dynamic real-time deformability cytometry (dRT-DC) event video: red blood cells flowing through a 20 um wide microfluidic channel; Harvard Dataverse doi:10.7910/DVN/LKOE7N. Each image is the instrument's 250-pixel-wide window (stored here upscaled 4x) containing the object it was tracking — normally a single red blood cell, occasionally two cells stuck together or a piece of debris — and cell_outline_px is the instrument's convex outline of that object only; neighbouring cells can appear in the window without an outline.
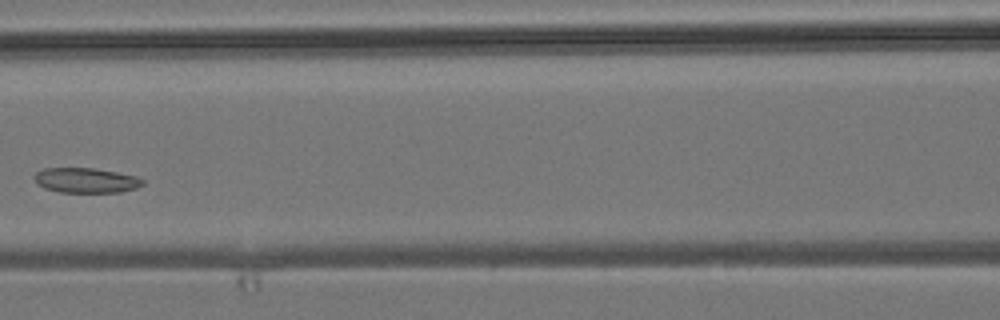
{"species": "common noctule bat (a hibernating species)", "species_latin": "Nyctalus noctula", "temperature_condition": "room temperature", "stored_images_in_passage": 8, "camera_frame_rate_fps": 3000, "um_per_image_px": 0.085, "animal": {"sex": "male", "body_mass_g": 19.2, "forearm_length_mm": 51.8}, "frame": {"image": 1, "passage_image": 8, "time_ms": 8.0, "image_size_px": [1000, 320], "cell_outline_px": [[144, 184], [136, 188], [120, 192], [60, 192], [44, 188], [36, 184], [32, 176], [36, 172], [44, 168], [92, 168], [116, 172], [136, 176], [144, 180]], "centroid_in_image_um": [7.27, 15.33], "position_along_channel_um": 159.3, "area_um2": 15.84}}